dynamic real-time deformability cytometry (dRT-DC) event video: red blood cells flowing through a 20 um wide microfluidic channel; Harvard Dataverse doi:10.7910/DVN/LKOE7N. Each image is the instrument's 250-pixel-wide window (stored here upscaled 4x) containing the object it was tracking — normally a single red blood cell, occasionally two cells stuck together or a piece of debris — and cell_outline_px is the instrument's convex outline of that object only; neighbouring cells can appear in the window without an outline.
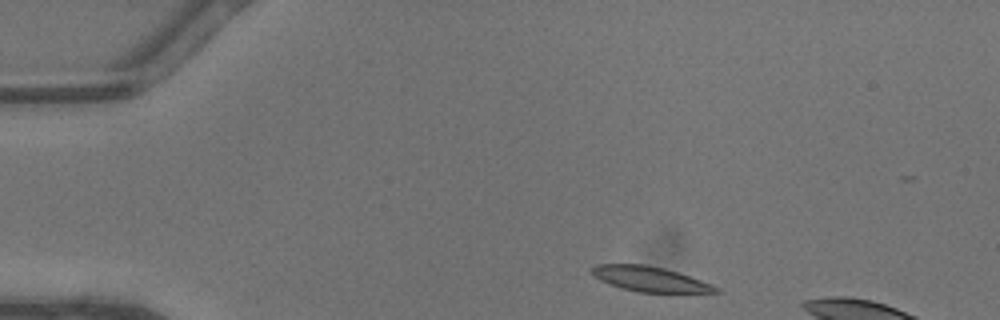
{"species": "common noctule bat (a hibernating species)", "species_latin": "Nyctalus noctula", "temperature_condition": "warm", "stored_images_in_passage": 7, "camera_frame_rate_fps": 3000, "um_per_image_px": 0.085, "animal": {"sex": "male", "body_mass_g": 13.3}, "frame": {"image": 1, "passage_image": 2, "time_ms": 0.333, "image_size_px": [1000, 320], "cell_outline_px": [[720, 292], [636, 292], [620, 288], [608, 284], [592, 276], [592, 268], [596, 264], [644, 264], [664, 268], [712, 284], [720, 288]], "centroid_in_image_um": [55.19, 23.72], "position_along_channel_um": 29.8, "area_um2": 17.98}}